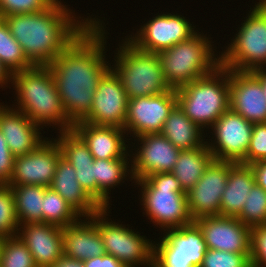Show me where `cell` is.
Segmentation results:
<instances>
[{"mask_svg": "<svg viewBox=\"0 0 266 267\" xmlns=\"http://www.w3.org/2000/svg\"><path fill=\"white\" fill-rule=\"evenodd\" d=\"M104 20L98 16L48 65L66 116L73 123L90 112L97 85L110 69L112 56L106 54L109 22Z\"/></svg>", "mask_w": 266, "mask_h": 267, "instance_id": "cell-1", "label": "cell"}, {"mask_svg": "<svg viewBox=\"0 0 266 267\" xmlns=\"http://www.w3.org/2000/svg\"><path fill=\"white\" fill-rule=\"evenodd\" d=\"M65 3L56 0L36 13L3 17L33 66H48L98 17L93 13L79 16Z\"/></svg>", "mask_w": 266, "mask_h": 267, "instance_id": "cell-2", "label": "cell"}, {"mask_svg": "<svg viewBox=\"0 0 266 267\" xmlns=\"http://www.w3.org/2000/svg\"><path fill=\"white\" fill-rule=\"evenodd\" d=\"M11 87L15 90L11 106L31 121L43 129L52 126L57 132L73 130L74 123L66 116L49 66L13 73Z\"/></svg>", "mask_w": 266, "mask_h": 267, "instance_id": "cell-3", "label": "cell"}, {"mask_svg": "<svg viewBox=\"0 0 266 267\" xmlns=\"http://www.w3.org/2000/svg\"><path fill=\"white\" fill-rule=\"evenodd\" d=\"M139 188L138 200L143 217L164 232L194 222L188 209L186 192L179 180L171 173H154L134 182Z\"/></svg>", "mask_w": 266, "mask_h": 267, "instance_id": "cell-4", "label": "cell"}, {"mask_svg": "<svg viewBox=\"0 0 266 267\" xmlns=\"http://www.w3.org/2000/svg\"><path fill=\"white\" fill-rule=\"evenodd\" d=\"M206 35L199 29L189 39L156 53L171 89L202 78L221 65V52H217V46L213 44L216 41H212L211 34Z\"/></svg>", "mask_w": 266, "mask_h": 267, "instance_id": "cell-5", "label": "cell"}, {"mask_svg": "<svg viewBox=\"0 0 266 267\" xmlns=\"http://www.w3.org/2000/svg\"><path fill=\"white\" fill-rule=\"evenodd\" d=\"M119 38L110 68L119 77L128 99L170 91L157 54L138 49L126 37Z\"/></svg>", "mask_w": 266, "mask_h": 267, "instance_id": "cell-6", "label": "cell"}, {"mask_svg": "<svg viewBox=\"0 0 266 267\" xmlns=\"http://www.w3.org/2000/svg\"><path fill=\"white\" fill-rule=\"evenodd\" d=\"M177 104L205 133L230 108L229 69L221 65L212 73L176 89Z\"/></svg>", "mask_w": 266, "mask_h": 267, "instance_id": "cell-7", "label": "cell"}, {"mask_svg": "<svg viewBox=\"0 0 266 267\" xmlns=\"http://www.w3.org/2000/svg\"><path fill=\"white\" fill-rule=\"evenodd\" d=\"M250 6L237 31L221 48V66L235 71H253L266 67V0Z\"/></svg>", "mask_w": 266, "mask_h": 267, "instance_id": "cell-8", "label": "cell"}, {"mask_svg": "<svg viewBox=\"0 0 266 267\" xmlns=\"http://www.w3.org/2000/svg\"><path fill=\"white\" fill-rule=\"evenodd\" d=\"M111 210L101 208L89 217L98 228L106 254L114 256L125 267H153L156 238L148 239L137 227L132 229L133 226L122 224L121 220L112 221Z\"/></svg>", "mask_w": 266, "mask_h": 267, "instance_id": "cell-9", "label": "cell"}, {"mask_svg": "<svg viewBox=\"0 0 266 267\" xmlns=\"http://www.w3.org/2000/svg\"><path fill=\"white\" fill-rule=\"evenodd\" d=\"M158 239L154 242L153 267H201L208 248L195 222L167 229Z\"/></svg>", "mask_w": 266, "mask_h": 267, "instance_id": "cell-10", "label": "cell"}, {"mask_svg": "<svg viewBox=\"0 0 266 267\" xmlns=\"http://www.w3.org/2000/svg\"><path fill=\"white\" fill-rule=\"evenodd\" d=\"M162 12L152 15L145 23L142 21L140 28H135L136 32L125 37L138 49L157 53L189 39L199 29L176 10L175 13Z\"/></svg>", "mask_w": 266, "mask_h": 267, "instance_id": "cell-11", "label": "cell"}, {"mask_svg": "<svg viewBox=\"0 0 266 267\" xmlns=\"http://www.w3.org/2000/svg\"><path fill=\"white\" fill-rule=\"evenodd\" d=\"M253 126L230 108L223 113L206 133V144L214 159L241 163L250 145Z\"/></svg>", "mask_w": 266, "mask_h": 267, "instance_id": "cell-12", "label": "cell"}, {"mask_svg": "<svg viewBox=\"0 0 266 267\" xmlns=\"http://www.w3.org/2000/svg\"><path fill=\"white\" fill-rule=\"evenodd\" d=\"M177 105L176 90L128 101L124 130L129 141L147 134H160L165 120ZM130 135V136H129Z\"/></svg>", "mask_w": 266, "mask_h": 267, "instance_id": "cell-13", "label": "cell"}, {"mask_svg": "<svg viewBox=\"0 0 266 267\" xmlns=\"http://www.w3.org/2000/svg\"><path fill=\"white\" fill-rule=\"evenodd\" d=\"M130 141L134 181L154 173L171 172L181 152L161 133L139 136Z\"/></svg>", "mask_w": 266, "mask_h": 267, "instance_id": "cell-14", "label": "cell"}, {"mask_svg": "<svg viewBox=\"0 0 266 267\" xmlns=\"http://www.w3.org/2000/svg\"><path fill=\"white\" fill-rule=\"evenodd\" d=\"M128 101L119 77L110 68L97 85L90 112L81 121L124 129Z\"/></svg>", "mask_w": 266, "mask_h": 267, "instance_id": "cell-15", "label": "cell"}, {"mask_svg": "<svg viewBox=\"0 0 266 267\" xmlns=\"http://www.w3.org/2000/svg\"><path fill=\"white\" fill-rule=\"evenodd\" d=\"M233 162L213 160L198 182L187 193L188 209L195 221L220 216V202Z\"/></svg>", "mask_w": 266, "mask_h": 267, "instance_id": "cell-16", "label": "cell"}, {"mask_svg": "<svg viewBox=\"0 0 266 267\" xmlns=\"http://www.w3.org/2000/svg\"><path fill=\"white\" fill-rule=\"evenodd\" d=\"M61 151L53 136L35 151L16 156L12 176L6 185H42L50 187Z\"/></svg>", "mask_w": 266, "mask_h": 267, "instance_id": "cell-17", "label": "cell"}, {"mask_svg": "<svg viewBox=\"0 0 266 267\" xmlns=\"http://www.w3.org/2000/svg\"><path fill=\"white\" fill-rule=\"evenodd\" d=\"M194 222L201 229L208 249L251 253V228L237 217L207 216Z\"/></svg>", "mask_w": 266, "mask_h": 267, "instance_id": "cell-18", "label": "cell"}, {"mask_svg": "<svg viewBox=\"0 0 266 267\" xmlns=\"http://www.w3.org/2000/svg\"><path fill=\"white\" fill-rule=\"evenodd\" d=\"M230 109L251 123H266V97L251 71L229 70Z\"/></svg>", "mask_w": 266, "mask_h": 267, "instance_id": "cell-19", "label": "cell"}, {"mask_svg": "<svg viewBox=\"0 0 266 267\" xmlns=\"http://www.w3.org/2000/svg\"><path fill=\"white\" fill-rule=\"evenodd\" d=\"M0 132L15 157L35 151L49 138L43 136L46 133L43 128L25 113L4 102L0 104Z\"/></svg>", "mask_w": 266, "mask_h": 267, "instance_id": "cell-20", "label": "cell"}, {"mask_svg": "<svg viewBox=\"0 0 266 267\" xmlns=\"http://www.w3.org/2000/svg\"><path fill=\"white\" fill-rule=\"evenodd\" d=\"M16 235L28 247L37 267H52L64 255L63 228L28 223L19 225Z\"/></svg>", "mask_w": 266, "mask_h": 267, "instance_id": "cell-21", "label": "cell"}, {"mask_svg": "<svg viewBox=\"0 0 266 267\" xmlns=\"http://www.w3.org/2000/svg\"><path fill=\"white\" fill-rule=\"evenodd\" d=\"M73 130L87 144L94 159H120L130 151V141L122 128L78 121Z\"/></svg>", "mask_w": 266, "mask_h": 267, "instance_id": "cell-22", "label": "cell"}, {"mask_svg": "<svg viewBox=\"0 0 266 267\" xmlns=\"http://www.w3.org/2000/svg\"><path fill=\"white\" fill-rule=\"evenodd\" d=\"M53 139L61 155L73 166L76 178L85 192L97 203V183L94 177V157L87 144L74 131H58Z\"/></svg>", "mask_w": 266, "mask_h": 267, "instance_id": "cell-23", "label": "cell"}, {"mask_svg": "<svg viewBox=\"0 0 266 267\" xmlns=\"http://www.w3.org/2000/svg\"><path fill=\"white\" fill-rule=\"evenodd\" d=\"M63 248L64 256L81 262L106 253L98 228L89 217L63 228Z\"/></svg>", "mask_w": 266, "mask_h": 267, "instance_id": "cell-24", "label": "cell"}, {"mask_svg": "<svg viewBox=\"0 0 266 267\" xmlns=\"http://www.w3.org/2000/svg\"><path fill=\"white\" fill-rule=\"evenodd\" d=\"M94 177L97 183V204L101 208H110L112 191L119 186L131 182L134 186L132 176L130 151L120 159H94ZM111 201V202H110Z\"/></svg>", "mask_w": 266, "mask_h": 267, "instance_id": "cell-25", "label": "cell"}, {"mask_svg": "<svg viewBox=\"0 0 266 267\" xmlns=\"http://www.w3.org/2000/svg\"><path fill=\"white\" fill-rule=\"evenodd\" d=\"M50 188L64 198L82 217L94 215L101 207L85 192L73 166L59 158Z\"/></svg>", "mask_w": 266, "mask_h": 267, "instance_id": "cell-26", "label": "cell"}, {"mask_svg": "<svg viewBox=\"0 0 266 267\" xmlns=\"http://www.w3.org/2000/svg\"><path fill=\"white\" fill-rule=\"evenodd\" d=\"M254 184L255 176L250 165L232 163L226 188L222 193L220 216L237 217Z\"/></svg>", "mask_w": 266, "mask_h": 267, "instance_id": "cell-27", "label": "cell"}, {"mask_svg": "<svg viewBox=\"0 0 266 267\" xmlns=\"http://www.w3.org/2000/svg\"><path fill=\"white\" fill-rule=\"evenodd\" d=\"M179 150H191L206 142V133L192 122L178 106L170 112L161 132Z\"/></svg>", "mask_w": 266, "mask_h": 267, "instance_id": "cell-28", "label": "cell"}, {"mask_svg": "<svg viewBox=\"0 0 266 267\" xmlns=\"http://www.w3.org/2000/svg\"><path fill=\"white\" fill-rule=\"evenodd\" d=\"M214 160L206 142L195 149L181 151L171 173L179 180L184 192H188L201 178Z\"/></svg>", "mask_w": 266, "mask_h": 267, "instance_id": "cell-29", "label": "cell"}, {"mask_svg": "<svg viewBox=\"0 0 266 267\" xmlns=\"http://www.w3.org/2000/svg\"><path fill=\"white\" fill-rule=\"evenodd\" d=\"M15 199V210L19 225L43 223V197L46 186L8 185Z\"/></svg>", "mask_w": 266, "mask_h": 267, "instance_id": "cell-30", "label": "cell"}, {"mask_svg": "<svg viewBox=\"0 0 266 267\" xmlns=\"http://www.w3.org/2000/svg\"><path fill=\"white\" fill-rule=\"evenodd\" d=\"M43 223L65 228L78 222L82 216L57 192L50 187L45 189L43 197Z\"/></svg>", "mask_w": 266, "mask_h": 267, "instance_id": "cell-31", "label": "cell"}, {"mask_svg": "<svg viewBox=\"0 0 266 267\" xmlns=\"http://www.w3.org/2000/svg\"><path fill=\"white\" fill-rule=\"evenodd\" d=\"M0 61L11 74L33 67L3 17H0Z\"/></svg>", "mask_w": 266, "mask_h": 267, "instance_id": "cell-32", "label": "cell"}, {"mask_svg": "<svg viewBox=\"0 0 266 267\" xmlns=\"http://www.w3.org/2000/svg\"><path fill=\"white\" fill-rule=\"evenodd\" d=\"M237 218L249 228L266 225V191L256 183Z\"/></svg>", "mask_w": 266, "mask_h": 267, "instance_id": "cell-33", "label": "cell"}, {"mask_svg": "<svg viewBox=\"0 0 266 267\" xmlns=\"http://www.w3.org/2000/svg\"><path fill=\"white\" fill-rule=\"evenodd\" d=\"M0 267H37L28 247L17 235L4 236Z\"/></svg>", "mask_w": 266, "mask_h": 267, "instance_id": "cell-34", "label": "cell"}, {"mask_svg": "<svg viewBox=\"0 0 266 267\" xmlns=\"http://www.w3.org/2000/svg\"><path fill=\"white\" fill-rule=\"evenodd\" d=\"M19 223L11 187L0 184V236L16 235Z\"/></svg>", "mask_w": 266, "mask_h": 267, "instance_id": "cell-35", "label": "cell"}, {"mask_svg": "<svg viewBox=\"0 0 266 267\" xmlns=\"http://www.w3.org/2000/svg\"><path fill=\"white\" fill-rule=\"evenodd\" d=\"M251 253H233L208 249L201 267H251Z\"/></svg>", "mask_w": 266, "mask_h": 267, "instance_id": "cell-36", "label": "cell"}, {"mask_svg": "<svg viewBox=\"0 0 266 267\" xmlns=\"http://www.w3.org/2000/svg\"><path fill=\"white\" fill-rule=\"evenodd\" d=\"M56 0H0V17L36 13L49 8Z\"/></svg>", "mask_w": 266, "mask_h": 267, "instance_id": "cell-37", "label": "cell"}, {"mask_svg": "<svg viewBox=\"0 0 266 267\" xmlns=\"http://www.w3.org/2000/svg\"><path fill=\"white\" fill-rule=\"evenodd\" d=\"M259 161H266V123H254L250 145L241 163L250 165Z\"/></svg>", "mask_w": 266, "mask_h": 267, "instance_id": "cell-38", "label": "cell"}, {"mask_svg": "<svg viewBox=\"0 0 266 267\" xmlns=\"http://www.w3.org/2000/svg\"><path fill=\"white\" fill-rule=\"evenodd\" d=\"M252 267H266V225L251 228Z\"/></svg>", "mask_w": 266, "mask_h": 267, "instance_id": "cell-39", "label": "cell"}, {"mask_svg": "<svg viewBox=\"0 0 266 267\" xmlns=\"http://www.w3.org/2000/svg\"><path fill=\"white\" fill-rule=\"evenodd\" d=\"M15 156L0 132V184H7L12 176Z\"/></svg>", "mask_w": 266, "mask_h": 267, "instance_id": "cell-40", "label": "cell"}, {"mask_svg": "<svg viewBox=\"0 0 266 267\" xmlns=\"http://www.w3.org/2000/svg\"><path fill=\"white\" fill-rule=\"evenodd\" d=\"M85 267H125L119 260L110 254L96 256L83 261Z\"/></svg>", "mask_w": 266, "mask_h": 267, "instance_id": "cell-41", "label": "cell"}, {"mask_svg": "<svg viewBox=\"0 0 266 267\" xmlns=\"http://www.w3.org/2000/svg\"><path fill=\"white\" fill-rule=\"evenodd\" d=\"M250 166L255 176V183L266 191V161L254 162Z\"/></svg>", "mask_w": 266, "mask_h": 267, "instance_id": "cell-42", "label": "cell"}, {"mask_svg": "<svg viewBox=\"0 0 266 267\" xmlns=\"http://www.w3.org/2000/svg\"><path fill=\"white\" fill-rule=\"evenodd\" d=\"M11 84H12V74L0 61V89L2 88L1 90H4L7 89L8 87L9 89H11L10 87Z\"/></svg>", "mask_w": 266, "mask_h": 267, "instance_id": "cell-43", "label": "cell"}, {"mask_svg": "<svg viewBox=\"0 0 266 267\" xmlns=\"http://www.w3.org/2000/svg\"><path fill=\"white\" fill-rule=\"evenodd\" d=\"M52 267H85L83 262L62 256Z\"/></svg>", "mask_w": 266, "mask_h": 267, "instance_id": "cell-44", "label": "cell"}, {"mask_svg": "<svg viewBox=\"0 0 266 267\" xmlns=\"http://www.w3.org/2000/svg\"><path fill=\"white\" fill-rule=\"evenodd\" d=\"M251 72L261 81L266 97V67L257 68Z\"/></svg>", "mask_w": 266, "mask_h": 267, "instance_id": "cell-45", "label": "cell"}, {"mask_svg": "<svg viewBox=\"0 0 266 267\" xmlns=\"http://www.w3.org/2000/svg\"><path fill=\"white\" fill-rule=\"evenodd\" d=\"M3 239H4V236H0V259H1V251H2V246H3Z\"/></svg>", "mask_w": 266, "mask_h": 267, "instance_id": "cell-46", "label": "cell"}]
</instances>
